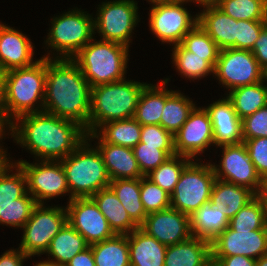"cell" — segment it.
Returning <instances> with one entry per match:
<instances>
[{
  "label": "cell",
  "mask_w": 267,
  "mask_h": 266,
  "mask_svg": "<svg viewBox=\"0 0 267 266\" xmlns=\"http://www.w3.org/2000/svg\"><path fill=\"white\" fill-rule=\"evenodd\" d=\"M9 131L17 144L38 157L37 161L64 159L87 138L85 128L77 122L44 111L18 117Z\"/></svg>",
  "instance_id": "6da1fadb"
},
{
  "label": "cell",
  "mask_w": 267,
  "mask_h": 266,
  "mask_svg": "<svg viewBox=\"0 0 267 266\" xmlns=\"http://www.w3.org/2000/svg\"><path fill=\"white\" fill-rule=\"evenodd\" d=\"M49 54L44 56L47 73L43 111L77 122L88 134L91 86L73 59H54Z\"/></svg>",
  "instance_id": "7a4b0ae2"
},
{
  "label": "cell",
  "mask_w": 267,
  "mask_h": 266,
  "mask_svg": "<svg viewBox=\"0 0 267 266\" xmlns=\"http://www.w3.org/2000/svg\"><path fill=\"white\" fill-rule=\"evenodd\" d=\"M46 73L47 58L44 57L32 66L4 72L0 109L9 125L22 115L43 112Z\"/></svg>",
  "instance_id": "3957f363"
},
{
  "label": "cell",
  "mask_w": 267,
  "mask_h": 266,
  "mask_svg": "<svg viewBox=\"0 0 267 266\" xmlns=\"http://www.w3.org/2000/svg\"><path fill=\"white\" fill-rule=\"evenodd\" d=\"M146 85L125 78L91 88L88 133H94L107 122L134 117L139 97Z\"/></svg>",
  "instance_id": "277c9868"
},
{
  "label": "cell",
  "mask_w": 267,
  "mask_h": 266,
  "mask_svg": "<svg viewBox=\"0 0 267 266\" xmlns=\"http://www.w3.org/2000/svg\"><path fill=\"white\" fill-rule=\"evenodd\" d=\"M128 52L123 44L92 39L72 59L93 88L126 78Z\"/></svg>",
  "instance_id": "5b68a950"
},
{
  "label": "cell",
  "mask_w": 267,
  "mask_h": 266,
  "mask_svg": "<svg viewBox=\"0 0 267 266\" xmlns=\"http://www.w3.org/2000/svg\"><path fill=\"white\" fill-rule=\"evenodd\" d=\"M88 141L86 138L75 151L59 160L70 191L69 201L92 197L101 189L109 187L111 181L100 151L97 147H91Z\"/></svg>",
  "instance_id": "8992f818"
},
{
  "label": "cell",
  "mask_w": 267,
  "mask_h": 266,
  "mask_svg": "<svg viewBox=\"0 0 267 266\" xmlns=\"http://www.w3.org/2000/svg\"><path fill=\"white\" fill-rule=\"evenodd\" d=\"M86 13L76 8L51 19L45 44L60 54L55 58L72 59L93 39L94 17Z\"/></svg>",
  "instance_id": "52a82bcc"
},
{
  "label": "cell",
  "mask_w": 267,
  "mask_h": 266,
  "mask_svg": "<svg viewBox=\"0 0 267 266\" xmlns=\"http://www.w3.org/2000/svg\"><path fill=\"white\" fill-rule=\"evenodd\" d=\"M195 160L184 168L170 195L171 207L188 216L210 201L216 180L212 163H197L198 159Z\"/></svg>",
  "instance_id": "ba28073f"
},
{
  "label": "cell",
  "mask_w": 267,
  "mask_h": 266,
  "mask_svg": "<svg viewBox=\"0 0 267 266\" xmlns=\"http://www.w3.org/2000/svg\"><path fill=\"white\" fill-rule=\"evenodd\" d=\"M67 223L66 208L59 206L44 207L38 204L30 216V219L22 227L23 237L20 242V250L29 258L44 254L53 237Z\"/></svg>",
  "instance_id": "9c48e42d"
},
{
  "label": "cell",
  "mask_w": 267,
  "mask_h": 266,
  "mask_svg": "<svg viewBox=\"0 0 267 266\" xmlns=\"http://www.w3.org/2000/svg\"><path fill=\"white\" fill-rule=\"evenodd\" d=\"M94 18V31L102 40L123 44L129 48L131 34L139 22L137 2L113 0L102 2Z\"/></svg>",
  "instance_id": "30bf717a"
},
{
  "label": "cell",
  "mask_w": 267,
  "mask_h": 266,
  "mask_svg": "<svg viewBox=\"0 0 267 266\" xmlns=\"http://www.w3.org/2000/svg\"><path fill=\"white\" fill-rule=\"evenodd\" d=\"M186 0L156 3L149 13V27L152 33L162 41L174 46L182 42L183 37L198 23V15L193 18L186 8Z\"/></svg>",
  "instance_id": "8fae6325"
},
{
  "label": "cell",
  "mask_w": 267,
  "mask_h": 266,
  "mask_svg": "<svg viewBox=\"0 0 267 266\" xmlns=\"http://www.w3.org/2000/svg\"><path fill=\"white\" fill-rule=\"evenodd\" d=\"M219 83L231 90L262 81V67L249 50L222 49L214 68Z\"/></svg>",
  "instance_id": "7c38bea8"
},
{
  "label": "cell",
  "mask_w": 267,
  "mask_h": 266,
  "mask_svg": "<svg viewBox=\"0 0 267 266\" xmlns=\"http://www.w3.org/2000/svg\"><path fill=\"white\" fill-rule=\"evenodd\" d=\"M15 163L25 172L27 192L38 204H44V200L70 193L60 161L41 160L40 163L32 164L20 159Z\"/></svg>",
  "instance_id": "4fadbf2b"
},
{
  "label": "cell",
  "mask_w": 267,
  "mask_h": 266,
  "mask_svg": "<svg viewBox=\"0 0 267 266\" xmlns=\"http://www.w3.org/2000/svg\"><path fill=\"white\" fill-rule=\"evenodd\" d=\"M219 147L223 148L221 162L219 165L212 164L216 178L245 186L259 195L263 180L249 158L246 145L242 142Z\"/></svg>",
  "instance_id": "5bb4252c"
},
{
  "label": "cell",
  "mask_w": 267,
  "mask_h": 266,
  "mask_svg": "<svg viewBox=\"0 0 267 266\" xmlns=\"http://www.w3.org/2000/svg\"><path fill=\"white\" fill-rule=\"evenodd\" d=\"M65 208L67 222L84 237L89 246L116 235L91 197L73 198Z\"/></svg>",
  "instance_id": "9a60e30c"
},
{
  "label": "cell",
  "mask_w": 267,
  "mask_h": 266,
  "mask_svg": "<svg viewBox=\"0 0 267 266\" xmlns=\"http://www.w3.org/2000/svg\"><path fill=\"white\" fill-rule=\"evenodd\" d=\"M174 150L177 155L197 158L205 149L214 144L212 123L205 107H194L187 121L173 135ZM197 155V156H196Z\"/></svg>",
  "instance_id": "2e32d148"
},
{
  "label": "cell",
  "mask_w": 267,
  "mask_h": 266,
  "mask_svg": "<svg viewBox=\"0 0 267 266\" xmlns=\"http://www.w3.org/2000/svg\"><path fill=\"white\" fill-rule=\"evenodd\" d=\"M267 254V231L232 230L229 226L211 241V256L242 255L258 259Z\"/></svg>",
  "instance_id": "e0dca14e"
},
{
  "label": "cell",
  "mask_w": 267,
  "mask_h": 266,
  "mask_svg": "<svg viewBox=\"0 0 267 266\" xmlns=\"http://www.w3.org/2000/svg\"><path fill=\"white\" fill-rule=\"evenodd\" d=\"M139 227L165 246L178 244L192 236L190 216L172 207L149 213Z\"/></svg>",
  "instance_id": "ac0fdd59"
},
{
  "label": "cell",
  "mask_w": 267,
  "mask_h": 266,
  "mask_svg": "<svg viewBox=\"0 0 267 266\" xmlns=\"http://www.w3.org/2000/svg\"><path fill=\"white\" fill-rule=\"evenodd\" d=\"M33 47L28 36L0 23V67L4 72L32 66Z\"/></svg>",
  "instance_id": "d6986e66"
},
{
  "label": "cell",
  "mask_w": 267,
  "mask_h": 266,
  "mask_svg": "<svg viewBox=\"0 0 267 266\" xmlns=\"http://www.w3.org/2000/svg\"><path fill=\"white\" fill-rule=\"evenodd\" d=\"M210 116L214 145L239 144L243 142L241 119L237 116L231 100L219 99L205 108Z\"/></svg>",
  "instance_id": "ffe728a7"
},
{
  "label": "cell",
  "mask_w": 267,
  "mask_h": 266,
  "mask_svg": "<svg viewBox=\"0 0 267 266\" xmlns=\"http://www.w3.org/2000/svg\"><path fill=\"white\" fill-rule=\"evenodd\" d=\"M198 24L207 32L220 50L236 49L237 20L218 6L205 7L198 13Z\"/></svg>",
  "instance_id": "44dd1931"
},
{
  "label": "cell",
  "mask_w": 267,
  "mask_h": 266,
  "mask_svg": "<svg viewBox=\"0 0 267 266\" xmlns=\"http://www.w3.org/2000/svg\"><path fill=\"white\" fill-rule=\"evenodd\" d=\"M97 144L96 147L103 157L111 181L136 179L144 176L141 173L132 148L105 143L100 139Z\"/></svg>",
  "instance_id": "7402d4cb"
},
{
  "label": "cell",
  "mask_w": 267,
  "mask_h": 266,
  "mask_svg": "<svg viewBox=\"0 0 267 266\" xmlns=\"http://www.w3.org/2000/svg\"><path fill=\"white\" fill-rule=\"evenodd\" d=\"M131 266H164L167 246L140 227L128 234Z\"/></svg>",
  "instance_id": "603a6c76"
},
{
  "label": "cell",
  "mask_w": 267,
  "mask_h": 266,
  "mask_svg": "<svg viewBox=\"0 0 267 266\" xmlns=\"http://www.w3.org/2000/svg\"><path fill=\"white\" fill-rule=\"evenodd\" d=\"M211 261V242L191 236L167 246L164 266H205Z\"/></svg>",
  "instance_id": "cb8c5ba5"
},
{
  "label": "cell",
  "mask_w": 267,
  "mask_h": 266,
  "mask_svg": "<svg viewBox=\"0 0 267 266\" xmlns=\"http://www.w3.org/2000/svg\"><path fill=\"white\" fill-rule=\"evenodd\" d=\"M256 196L254 191L245 186L216 178L212 187L210 202L230 220Z\"/></svg>",
  "instance_id": "d4e9b609"
},
{
  "label": "cell",
  "mask_w": 267,
  "mask_h": 266,
  "mask_svg": "<svg viewBox=\"0 0 267 266\" xmlns=\"http://www.w3.org/2000/svg\"><path fill=\"white\" fill-rule=\"evenodd\" d=\"M91 198L116 235H128L139 227L110 187L101 189Z\"/></svg>",
  "instance_id": "484cf974"
},
{
  "label": "cell",
  "mask_w": 267,
  "mask_h": 266,
  "mask_svg": "<svg viewBox=\"0 0 267 266\" xmlns=\"http://www.w3.org/2000/svg\"><path fill=\"white\" fill-rule=\"evenodd\" d=\"M169 80L166 78L159 85L150 83L143 88L134 115L141 125H160L165 100L174 91L164 87Z\"/></svg>",
  "instance_id": "4316f807"
},
{
  "label": "cell",
  "mask_w": 267,
  "mask_h": 266,
  "mask_svg": "<svg viewBox=\"0 0 267 266\" xmlns=\"http://www.w3.org/2000/svg\"><path fill=\"white\" fill-rule=\"evenodd\" d=\"M140 135L141 124L132 117L107 122L94 133H88L87 138L89 142L96 138L105 143L133 148L140 142Z\"/></svg>",
  "instance_id": "83f0119b"
},
{
  "label": "cell",
  "mask_w": 267,
  "mask_h": 266,
  "mask_svg": "<svg viewBox=\"0 0 267 266\" xmlns=\"http://www.w3.org/2000/svg\"><path fill=\"white\" fill-rule=\"evenodd\" d=\"M88 246L84 237L67 222L53 237L48 250L45 252L52 259L45 260V262L65 266L76 254Z\"/></svg>",
  "instance_id": "f1b7e54d"
},
{
  "label": "cell",
  "mask_w": 267,
  "mask_h": 266,
  "mask_svg": "<svg viewBox=\"0 0 267 266\" xmlns=\"http://www.w3.org/2000/svg\"><path fill=\"white\" fill-rule=\"evenodd\" d=\"M229 226V220L224 213L213 206L210 201L204 203L190 215L192 236L213 241Z\"/></svg>",
  "instance_id": "f546056e"
},
{
  "label": "cell",
  "mask_w": 267,
  "mask_h": 266,
  "mask_svg": "<svg viewBox=\"0 0 267 266\" xmlns=\"http://www.w3.org/2000/svg\"><path fill=\"white\" fill-rule=\"evenodd\" d=\"M172 62L180 75L193 81L214 74L218 56H198L186 50L181 44L172 47Z\"/></svg>",
  "instance_id": "4dcf8cb0"
},
{
  "label": "cell",
  "mask_w": 267,
  "mask_h": 266,
  "mask_svg": "<svg viewBox=\"0 0 267 266\" xmlns=\"http://www.w3.org/2000/svg\"><path fill=\"white\" fill-rule=\"evenodd\" d=\"M228 93L226 95L241 120L267 105V83L264 85L262 81L237 87Z\"/></svg>",
  "instance_id": "1f68e13d"
},
{
  "label": "cell",
  "mask_w": 267,
  "mask_h": 266,
  "mask_svg": "<svg viewBox=\"0 0 267 266\" xmlns=\"http://www.w3.org/2000/svg\"><path fill=\"white\" fill-rule=\"evenodd\" d=\"M90 246L96 266H131L128 235H115Z\"/></svg>",
  "instance_id": "d6a6232c"
},
{
  "label": "cell",
  "mask_w": 267,
  "mask_h": 266,
  "mask_svg": "<svg viewBox=\"0 0 267 266\" xmlns=\"http://www.w3.org/2000/svg\"><path fill=\"white\" fill-rule=\"evenodd\" d=\"M113 190L131 219L140 226L148 215L140 199V178L110 181Z\"/></svg>",
  "instance_id": "836d02e7"
},
{
  "label": "cell",
  "mask_w": 267,
  "mask_h": 266,
  "mask_svg": "<svg viewBox=\"0 0 267 266\" xmlns=\"http://www.w3.org/2000/svg\"><path fill=\"white\" fill-rule=\"evenodd\" d=\"M194 107L193 100L174 90L165 100L160 125L172 135L176 134Z\"/></svg>",
  "instance_id": "e575fe53"
},
{
  "label": "cell",
  "mask_w": 267,
  "mask_h": 266,
  "mask_svg": "<svg viewBox=\"0 0 267 266\" xmlns=\"http://www.w3.org/2000/svg\"><path fill=\"white\" fill-rule=\"evenodd\" d=\"M191 161L189 157L175 154L167 158L146 177L171 195L182 171Z\"/></svg>",
  "instance_id": "d590c367"
},
{
  "label": "cell",
  "mask_w": 267,
  "mask_h": 266,
  "mask_svg": "<svg viewBox=\"0 0 267 266\" xmlns=\"http://www.w3.org/2000/svg\"><path fill=\"white\" fill-rule=\"evenodd\" d=\"M218 7L235 20H267V0H221Z\"/></svg>",
  "instance_id": "8d00e7d4"
},
{
  "label": "cell",
  "mask_w": 267,
  "mask_h": 266,
  "mask_svg": "<svg viewBox=\"0 0 267 266\" xmlns=\"http://www.w3.org/2000/svg\"><path fill=\"white\" fill-rule=\"evenodd\" d=\"M14 168L15 173L13 172ZM11 171L12 174H10ZM26 193L27 179L25 172L14 162L0 176V205L12 204L14 200L23 197Z\"/></svg>",
  "instance_id": "74e56055"
},
{
  "label": "cell",
  "mask_w": 267,
  "mask_h": 266,
  "mask_svg": "<svg viewBox=\"0 0 267 266\" xmlns=\"http://www.w3.org/2000/svg\"><path fill=\"white\" fill-rule=\"evenodd\" d=\"M264 219V201L257 195L229 220V227L232 230L265 229Z\"/></svg>",
  "instance_id": "f35d334b"
},
{
  "label": "cell",
  "mask_w": 267,
  "mask_h": 266,
  "mask_svg": "<svg viewBox=\"0 0 267 266\" xmlns=\"http://www.w3.org/2000/svg\"><path fill=\"white\" fill-rule=\"evenodd\" d=\"M37 205L36 200L28 192L12 204L0 205V225L22 228Z\"/></svg>",
  "instance_id": "ab89813d"
},
{
  "label": "cell",
  "mask_w": 267,
  "mask_h": 266,
  "mask_svg": "<svg viewBox=\"0 0 267 266\" xmlns=\"http://www.w3.org/2000/svg\"><path fill=\"white\" fill-rule=\"evenodd\" d=\"M140 199L147 214L171 207L170 194L146 176L140 178Z\"/></svg>",
  "instance_id": "60d3db41"
},
{
  "label": "cell",
  "mask_w": 267,
  "mask_h": 266,
  "mask_svg": "<svg viewBox=\"0 0 267 266\" xmlns=\"http://www.w3.org/2000/svg\"><path fill=\"white\" fill-rule=\"evenodd\" d=\"M180 44L198 56H219L217 44L198 23L183 37Z\"/></svg>",
  "instance_id": "b9f144b4"
},
{
  "label": "cell",
  "mask_w": 267,
  "mask_h": 266,
  "mask_svg": "<svg viewBox=\"0 0 267 266\" xmlns=\"http://www.w3.org/2000/svg\"><path fill=\"white\" fill-rule=\"evenodd\" d=\"M140 142L145 146H159L169 157L176 154L173 135L161 125H141Z\"/></svg>",
  "instance_id": "7bdbcfd3"
},
{
  "label": "cell",
  "mask_w": 267,
  "mask_h": 266,
  "mask_svg": "<svg viewBox=\"0 0 267 266\" xmlns=\"http://www.w3.org/2000/svg\"><path fill=\"white\" fill-rule=\"evenodd\" d=\"M141 173L146 176L161 165L169 156L159 146H145L139 142L133 148Z\"/></svg>",
  "instance_id": "ee69618b"
},
{
  "label": "cell",
  "mask_w": 267,
  "mask_h": 266,
  "mask_svg": "<svg viewBox=\"0 0 267 266\" xmlns=\"http://www.w3.org/2000/svg\"><path fill=\"white\" fill-rule=\"evenodd\" d=\"M266 24L267 20H237L236 49L251 51Z\"/></svg>",
  "instance_id": "f6af8a7d"
},
{
  "label": "cell",
  "mask_w": 267,
  "mask_h": 266,
  "mask_svg": "<svg viewBox=\"0 0 267 266\" xmlns=\"http://www.w3.org/2000/svg\"><path fill=\"white\" fill-rule=\"evenodd\" d=\"M249 158L261 179L267 178V137L243 139Z\"/></svg>",
  "instance_id": "bcb514c9"
},
{
  "label": "cell",
  "mask_w": 267,
  "mask_h": 266,
  "mask_svg": "<svg viewBox=\"0 0 267 266\" xmlns=\"http://www.w3.org/2000/svg\"><path fill=\"white\" fill-rule=\"evenodd\" d=\"M242 138L267 137V105L241 120Z\"/></svg>",
  "instance_id": "7dc6e473"
},
{
  "label": "cell",
  "mask_w": 267,
  "mask_h": 266,
  "mask_svg": "<svg viewBox=\"0 0 267 266\" xmlns=\"http://www.w3.org/2000/svg\"><path fill=\"white\" fill-rule=\"evenodd\" d=\"M251 52L262 68L267 65V24L262 28Z\"/></svg>",
  "instance_id": "c3c4849f"
},
{
  "label": "cell",
  "mask_w": 267,
  "mask_h": 266,
  "mask_svg": "<svg viewBox=\"0 0 267 266\" xmlns=\"http://www.w3.org/2000/svg\"><path fill=\"white\" fill-rule=\"evenodd\" d=\"M218 266H255L256 259L242 255L234 256H211Z\"/></svg>",
  "instance_id": "681fc988"
},
{
  "label": "cell",
  "mask_w": 267,
  "mask_h": 266,
  "mask_svg": "<svg viewBox=\"0 0 267 266\" xmlns=\"http://www.w3.org/2000/svg\"><path fill=\"white\" fill-rule=\"evenodd\" d=\"M0 256V266H23V261L29 258L19 248L9 249Z\"/></svg>",
  "instance_id": "f907efd6"
},
{
  "label": "cell",
  "mask_w": 267,
  "mask_h": 266,
  "mask_svg": "<svg viewBox=\"0 0 267 266\" xmlns=\"http://www.w3.org/2000/svg\"><path fill=\"white\" fill-rule=\"evenodd\" d=\"M65 266H96L91 246L76 254Z\"/></svg>",
  "instance_id": "816d5d0a"
},
{
  "label": "cell",
  "mask_w": 267,
  "mask_h": 266,
  "mask_svg": "<svg viewBox=\"0 0 267 266\" xmlns=\"http://www.w3.org/2000/svg\"><path fill=\"white\" fill-rule=\"evenodd\" d=\"M7 156L6 151L3 148H0V176L13 163V161L11 162Z\"/></svg>",
  "instance_id": "f5cc1de1"
},
{
  "label": "cell",
  "mask_w": 267,
  "mask_h": 266,
  "mask_svg": "<svg viewBox=\"0 0 267 266\" xmlns=\"http://www.w3.org/2000/svg\"><path fill=\"white\" fill-rule=\"evenodd\" d=\"M187 2H194L198 3L199 5L201 4L204 7H213V6H218L221 0H186Z\"/></svg>",
  "instance_id": "db71d44e"
},
{
  "label": "cell",
  "mask_w": 267,
  "mask_h": 266,
  "mask_svg": "<svg viewBox=\"0 0 267 266\" xmlns=\"http://www.w3.org/2000/svg\"><path fill=\"white\" fill-rule=\"evenodd\" d=\"M8 124V125H7ZM5 127H7L6 129H9L10 128V125L9 123L5 120L4 116H3V113L0 109V140L3 138V136L6 135L5 133ZM5 134V135H4ZM2 148V147H0Z\"/></svg>",
  "instance_id": "11a10c76"
},
{
  "label": "cell",
  "mask_w": 267,
  "mask_h": 266,
  "mask_svg": "<svg viewBox=\"0 0 267 266\" xmlns=\"http://www.w3.org/2000/svg\"><path fill=\"white\" fill-rule=\"evenodd\" d=\"M259 196L263 199L264 204H267V178L263 179L262 189Z\"/></svg>",
  "instance_id": "9f6ffc18"
},
{
  "label": "cell",
  "mask_w": 267,
  "mask_h": 266,
  "mask_svg": "<svg viewBox=\"0 0 267 266\" xmlns=\"http://www.w3.org/2000/svg\"><path fill=\"white\" fill-rule=\"evenodd\" d=\"M255 266H267V254L256 259Z\"/></svg>",
  "instance_id": "6f0895ef"
},
{
  "label": "cell",
  "mask_w": 267,
  "mask_h": 266,
  "mask_svg": "<svg viewBox=\"0 0 267 266\" xmlns=\"http://www.w3.org/2000/svg\"><path fill=\"white\" fill-rule=\"evenodd\" d=\"M3 79H4V71L0 67V102H1L2 94H3Z\"/></svg>",
  "instance_id": "680465c9"
},
{
  "label": "cell",
  "mask_w": 267,
  "mask_h": 266,
  "mask_svg": "<svg viewBox=\"0 0 267 266\" xmlns=\"http://www.w3.org/2000/svg\"><path fill=\"white\" fill-rule=\"evenodd\" d=\"M262 82H267V65L262 68Z\"/></svg>",
  "instance_id": "91938a15"
},
{
  "label": "cell",
  "mask_w": 267,
  "mask_h": 266,
  "mask_svg": "<svg viewBox=\"0 0 267 266\" xmlns=\"http://www.w3.org/2000/svg\"><path fill=\"white\" fill-rule=\"evenodd\" d=\"M34 266H59V265H54V264L47 263L45 261H40L36 263Z\"/></svg>",
  "instance_id": "94428289"
},
{
  "label": "cell",
  "mask_w": 267,
  "mask_h": 266,
  "mask_svg": "<svg viewBox=\"0 0 267 266\" xmlns=\"http://www.w3.org/2000/svg\"><path fill=\"white\" fill-rule=\"evenodd\" d=\"M176 0H149V2H151L152 4H156V3H166V2H173Z\"/></svg>",
  "instance_id": "6125c7cd"
},
{
  "label": "cell",
  "mask_w": 267,
  "mask_h": 266,
  "mask_svg": "<svg viewBox=\"0 0 267 266\" xmlns=\"http://www.w3.org/2000/svg\"><path fill=\"white\" fill-rule=\"evenodd\" d=\"M264 210H265L264 223H265V230L267 231V204H264Z\"/></svg>",
  "instance_id": "be15d7a7"
},
{
  "label": "cell",
  "mask_w": 267,
  "mask_h": 266,
  "mask_svg": "<svg viewBox=\"0 0 267 266\" xmlns=\"http://www.w3.org/2000/svg\"><path fill=\"white\" fill-rule=\"evenodd\" d=\"M205 266H218L217 263L213 260H211L209 263H207Z\"/></svg>",
  "instance_id": "e7e4bbea"
}]
</instances>
